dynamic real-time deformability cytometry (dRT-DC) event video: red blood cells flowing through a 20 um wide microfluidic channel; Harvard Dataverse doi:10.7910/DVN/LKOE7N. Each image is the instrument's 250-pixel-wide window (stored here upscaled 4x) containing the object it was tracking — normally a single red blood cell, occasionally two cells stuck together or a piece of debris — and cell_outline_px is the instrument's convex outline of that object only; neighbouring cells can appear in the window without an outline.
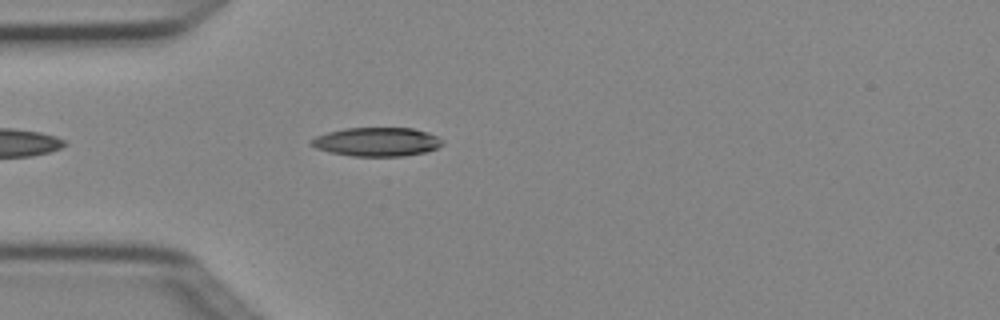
{"species": "Egyptian fruit bat (a non-hibernating species)", "species_latin": "Rousettus aegyptiacus", "temperature_condition": "cold", "stored_images_in_passage": 4, "camera_frame_rate_fps": 3000, "um_per_image_px": 0.085, "animal": {"sex": "female"}, "frame": {"image": 1, "passage_image": 4, "time_ms": 1.0, "image_size_px": [1000, 320], "cell_outline_px": [[444, 144], [436, 148], [424, 152], [404, 156], [352, 156], [332, 152], [316, 148], [308, 144], [308, 140], [316, 136], [328, 132], [344, 128], [412, 128], [428, 132], [444, 140]], "centroid_in_image_um": [32.02, 12.05], "position_along_channel_um": 53.0, "area_um2": 22.08}}